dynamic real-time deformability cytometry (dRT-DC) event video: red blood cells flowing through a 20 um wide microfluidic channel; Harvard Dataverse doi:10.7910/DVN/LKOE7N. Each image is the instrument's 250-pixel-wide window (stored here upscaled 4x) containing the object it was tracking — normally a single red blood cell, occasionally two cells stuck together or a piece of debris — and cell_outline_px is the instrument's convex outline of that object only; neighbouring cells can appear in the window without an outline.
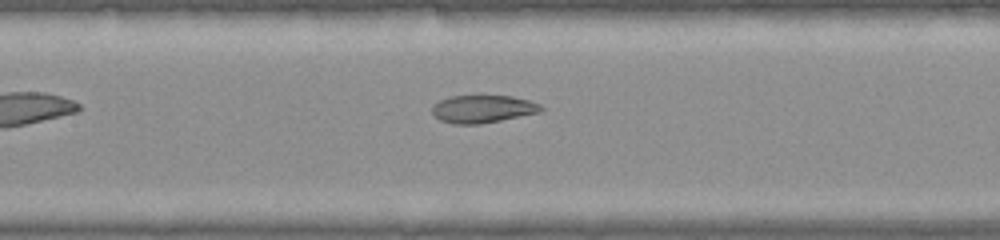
{"species": "common noctule bat (a hibernating species)", "species_latin": "Nyctalus noctula", "temperature_condition": "warm", "stored_images_in_passage": 11, "camera_frame_rate_fps": 3000, "um_per_image_px": 0.085, "animal": {"sex": "female", "body_mass_g": 22.0, "forearm_length_mm": 56.7}, "frame": {"image": 1, "passage_image": 7, "time_ms": 2.0, "image_size_px": [1000, 240], "cell_outline_px": [[544, 108], [540, 112], [480, 124], [452, 124], [440, 120], [432, 112], [432, 104], [440, 100], [452, 96], [512, 96], [528, 100], [540, 104]], "centroid_in_image_um": [41.02, 9.26], "position_along_channel_um": 166.4, "area_um2": 17.46}}
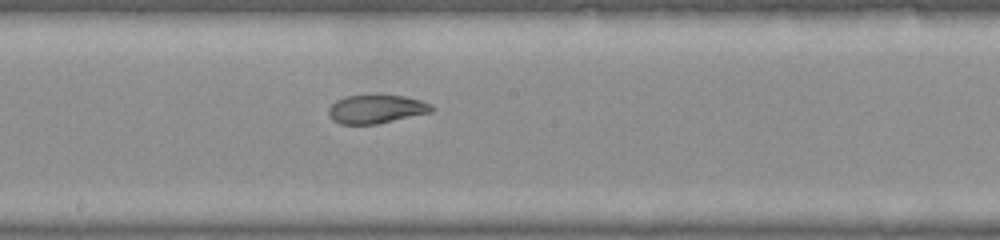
{"frame": {"image": 2, "passage_image": 10, "time_ms": 3.0, "image_size_px": [1000, 240], "cell_outline_px": [[436, 108], [432, 112], [376, 124], [340, 124], [332, 120], [328, 112], [328, 108], [336, 100], [344, 96], [404, 96], [420, 100], [432, 104]], "centroid_in_image_um": [31.99, 9.28], "position_along_channel_um": 216.2, "area_um2": 17.05}}